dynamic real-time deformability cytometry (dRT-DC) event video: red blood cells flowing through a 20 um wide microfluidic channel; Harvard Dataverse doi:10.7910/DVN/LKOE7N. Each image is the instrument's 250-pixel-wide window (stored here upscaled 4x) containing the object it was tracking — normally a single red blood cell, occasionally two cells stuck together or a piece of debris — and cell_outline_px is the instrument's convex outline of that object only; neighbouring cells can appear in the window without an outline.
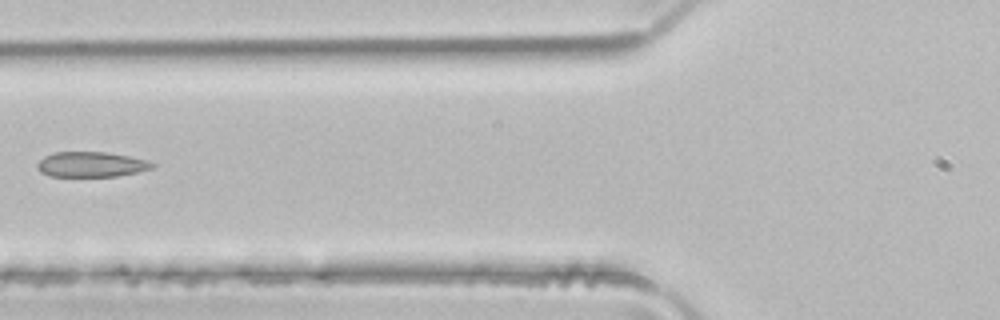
{"species": "common noctule bat (a hibernating species)", "species_latin": "Nyctalus noctula", "temperature_condition": "room temperature", "stored_images_in_passage": 5, "camera_frame_rate_fps": 3000, "um_per_image_px": 0.085, "animal": {"sex": "male", "body_mass_g": 21.5, "forearm_length_mm": 52.0}, "frame": {"image": 1, "passage_image": 5, "time_ms": 1.333, "image_size_px": [1000, 320], "cell_outline_px": [[156, 164], [152, 168], [136, 172], [116, 176], [52, 176], [40, 172], [36, 168], [36, 164], [44, 156], [52, 152], [108, 152], [148, 160]], "centroid_in_image_um": [7.72, 13.96], "position_along_channel_um": 118.1, "area_um2": 16.88}}